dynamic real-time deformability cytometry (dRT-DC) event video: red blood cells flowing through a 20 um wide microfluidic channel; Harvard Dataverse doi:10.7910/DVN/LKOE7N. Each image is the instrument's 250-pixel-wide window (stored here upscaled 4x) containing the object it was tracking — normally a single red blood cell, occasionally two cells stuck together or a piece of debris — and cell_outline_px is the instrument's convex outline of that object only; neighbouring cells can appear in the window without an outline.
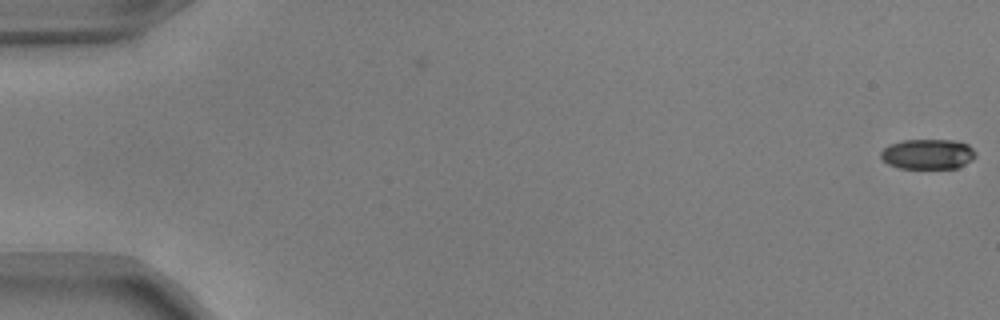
{"species": "common noctule bat (a hibernating species)", "species_latin": "Nyctalus noctula", "temperature_condition": "warm", "stored_images_in_passage": 9, "camera_frame_rate_fps": 3000, "um_per_image_px": 0.085, "animal": {"sex": "male", "body_mass_g": 17.9, "forearm_length_mm": 54.2}, "frame": {"image": 1, "passage_image": 1, "time_ms": 0.0, "image_size_px": [1000, 320], "cell_outline_px": [[976, 156], [972, 160], [956, 168], [900, 168], [888, 164], [880, 156], [880, 152], [888, 144], [900, 140], [956, 140], [968, 144], [976, 152]], "centroid_in_image_um": [78.86, 13.08], "position_along_channel_um": 6.1, "area_um2": 16.76}}